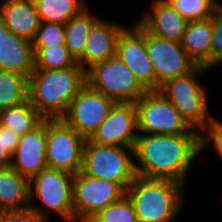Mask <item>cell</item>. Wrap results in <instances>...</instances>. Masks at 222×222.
<instances>
[{
	"label": "cell",
	"mask_w": 222,
	"mask_h": 222,
	"mask_svg": "<svg viewBox=\"0 0 222 222\" xmlns=\"http://www.w3.org/2000/svg\"><path fill=\"white\" fill-rule=\"evenodd\" d=\"M200 134H141L134 146V169L144 178L186 184L190 166L201 153ZM138 161V162H137Z\"/></svg>",
	"instance_id": "1"
},
{
	"label": "cell",
	"mask_w": 222,
	"mask_h": 222,
	"mask_svg": "<svg viewBox=\"0 0 222 222\" xmlns=\"http://www.w3.org/2000/svg\"><path fill=\"white\" fill-rule=\"evenodd\" d=\"M85 84L86 71L81 66L34 69L29 77V101L44 119H61Z\"/></svg>",
	"instance_id": "2"
},
{
	"label": "cell",
	"mask_w": 222,
	"mask_h": 222,
	"mask_svg": "<svg viewBox=\"0 0 222 222\" xmlns=\"http://www.w3.org/2000/svg\"><path fill=\"white\" fill-rule=\"evenodd\" d=\"M185 185L136 175L126 190L138 222H174L185 201Z\"/></svg>",
	"instance_id": "3"
},
{
	"label": "cell",
	"mask_w": 222,
	"mask_h": 222,
	"mask_svg": "<svg viewBox=\"0 0 222 222\" xmlns=\"http://www.w3.org/2000/svg\"><path fill=\"white\" fill-rule=\"evenodd\" d=\"M73 177L74 174L64 170L43 169L29 181V206L46 222L51 212L63 221L74 222ZM34 198L40 199L42 205H33Z\"/></svg>",
	"instance_id": "4"
},
{
	"label": "cell",
	"mask_w": 222,
	"mask_h": 222,
	"mask_svg": "<svg viewBox=\"0 0 222 222\" xmlns=\"http://www.w3.org/2000/svg\"><path fill=\"white\" fill-rule=\"evenodd\" d=\"M208 70L196 66L187 74L169 80L158 90L179 111L188 126L200 134L213 118L209 114L207 93L198 83L199 77Z\"/></svg>",
	"instance_id": "5"
},
{
	"label": "cell",
	"mask_w": 222,
	"mask_h": 222,
	"mask_svg": "<svg viewBox=\"0 0 222 222\" xmlns=\"http://www.w3.org/2000/svg\"><path fill=\"white\" fill-rule=\"evenodd\" d=\"M132 156L134 148L102 145L86 139L81 171L92 177L117 182L127 190L136 177Z\"/></svg>",
	"instance_id": "6"
},
{
	"label": "cell",
	"mask_w": 222,
	"mask_h": 222,
	"mask_svg": "<svg viewBox=\"0 0 222 222\" xmlns=\"http://www.w3.org/2000/svg\"><path fill=\"white\" fill-rule=\"evenodd\" d=\"M86 83L115 102L135 103L148 91L117 56L90 67Z\"/></svg>",
	"instance_id": "7"
},
{
	"label": "cell",
	"mask_w": 222,
	"mask_h": 222,
	"mask_svg": "<svg viewBox=\"0 0 222 222\" xmlns=\"http://www.w3.org/2000/svg\"><path fill=\"white\" fill-rule=\"evenodd\" d=\"M138 132L144 134H200L158 90L145 92L136 102Z\"/></svg>",
	"instance_id": "8"
},
{
	"label": "cell",
	"mask_w": 222,
	"mask_h": 222,
	"mask_svg": "<svg viewBox=\"0 0 222 222\" xmlns=\"http://www.w3.org/2000/svg\"><path fill=\"white\" fill-rule=\"evenodd\" d=\"M126 190L117 182L92 177L82 171L73 177L74 222L89 221L111 203L119 201Z\"/></svg>",
	"instance_id": "9"
},
{
	"label": "cell",
	"mask_w": 222,
	"mask_h": 222,
	"mask_svg": "<svg viewBox=\"0 0 222 222\" xmlns=\"http://www.w3.org/2000/svg\"><path fill=\"white\" fill-rule=\"evenodd\" d=\"M86 139L62 119H47V167L76 174L82 170Z\"/></svg>",
	"instance_id": "10"
},
{
	"label": "cell",
	"mask_w": 222,
	"mask_h": 222,
	"mask_svg": "<svg viewBox=\"0 0 222 222\" xmlns=\"http://www.w3.org/2000/svg\"><path fill=\"white\" fill-rule=\"evenodd\" d=\"M115 101L87 83L71 100L66 114L61 118L85 139H89L108 116Z\"/></svg>",
	"instance_id": "11"
},
{
	"label": "cell",
	"mask_w": 222,
	"mask_h": 222,
	"mask_svg": "<svg viewBox=\"0 0 222 222\" xmlns=\"http://www.w3.org/2000/svg\"><path fill=\"white\" fill-rule=\"evenodd\" d=\"M146 48L155 72L156 90L169 80L185 75L196 67L180 42L157 37L147 30Z\"/></svg>",
	"instance_id": "12"
},
{
	"label": "cell",
	"mask_w": 222,
	"mask_h": 222,
	"mask_svg": "<svg viewBox=\"0 0 222 222\" xmlns=\"http://www.w3.org/2000/svg\"><path fill=\"white\" fill-rule=\"evenodd\" d=\"M116 56L148 91L156 90L155 72L146 48V29L138 21L119 35Z\"/></svg>",
	"instance_id": "13"
},
{
	"label": "cell",
	"mask_w": 222,
	"mask_h": 222,
	"mask_svg": "<svg viewBox=\"0 0 222 222\" xmlns=\"http://www.w3.org/2000/svg\"><path fill=\"white\" fill-rule=\"evenodd\" d=\"M138 135L135 103L115 102L89 140L102 145L134 148Z\"/></svg>",
	"instance_id": "14"
},
{
	"label": "cell",
	"mask_w": 222,
	"mask_h": 222,
	"mask_svg": "<svg viewBox=\"0 0 222 222\" xmlns=\"http://www.w3.org/2000/svg\"><path fill=\"white\" fill-rule=\"evenodd\" d=\"M46 140L47 119H43L31 131L20 136L12 156L11 167L29 181L47 168Z\"/></svg>",
	"instance_id": "15"
},
{
	"label": "cell",
	"mask_w": 222,
	"mask_h": 222,
	"mask_svg": "<svg viewBox=\"0 0 222 222\" xmlns=\"http://www.w3.org/2000/svg\"><path fill=\"white\" fill-rule=\"evenodd\" d=\"M100 18L92 25L82 55V68L87 71L94 64L116 56L117 41L126 28Z\"/></svg>",
	"instance_id": "16"
},
{
	"label": "cell",
	"mask_w": 222,
	"mask_h": 222,
	"mask_svg": "<svg viewBox=\"0 0 222 222\" xmlns=\"http://www.w3.org/2000/svg\"><path fill=\"white\" fill-rule=\"evenodd\" d=\"M150 34L181 42L188 21L166 0L152 2L151 12L137 20Z\"/></svg>",
	"instance_id": "17"
},
{
	"label": "cell",
	"mask_w": 222,
	"mask_h": 222,
	"mask_svg": "<svg viewBox=\"0 0 222 222\" xmlns=\"http://www.w3.org/2000/svg\"><path fill=\"white\" fill-rule=\"evenodd\" d=\"M32 42L7 30L0 38V70L30 77L34 71Z\"/></svg>",
	"instance_id": "18"
},
{
	"label": "cell",
	"mask_w": 222,
	"mask_h": 222,
	"mask_svg": "<svg viewBox=\"0 0 222 222\" xmlns=\"http://www.w3.org/2000/svg\"><path fill=\"white\" fill-rule=\"evenodd\" d=\"M1 2L0 12L7 29L32 42L41 23L34 0Z\"/></svg>",
	"instance_id": "19"
},
{
	"label": "cell",
	"mask_w": 222,
	"mask_h": 222,
	"mask_svg": "<svg viewBox=\"0 0 222 222\" xmlns=\"http://www.w3.org/2000/svg\"><path fill=\"white\" fill-rule=\"evenodd\" d=\"M212 19L188 21L181 45L196 66L211 70Z\"/></svg>",
	"instance_id": "20"
},
{
	"label": "cell",
	"mask_w": 222,
	"mask_h": 222,
	"mask_svg": "<svg viewBox=\"0 0 222 222\" xmlns=\"http://www.w3.org/2000/svg\"><path fill=\"white\" fill-rule=\"evenodd\" d=\"M29 180L11 166L0 168V212L30 205Z\"/></svg>",
	"instance_id": "21"
},
{
	"label": "cell",
	"mask_w": 222,
	"mask_h": 222,
	"mask_svg": "<svg viewBox=\"0 0 222 222\" xmlns=\"http://www.w3.org/2000/svg\"><path fill=\"white\" fill-rule=\"evenodd\" d=\"M86 7L78 15L71 17L65 24V46L70 55L82 67V55L92 25L99 19Z\"/></svg>",
	"instance_id": "22"
},
{
	"label": "cell",
	"mask_w": 222,
	"mask_h": 222,
	"mask_svg": "<svg viewBox=\"0 0 222 222\" xmlns=\"http://www.w3.org/2000/svg\"><path fill=\"white\" fill-rule=\"evenodd\" d=\"M44 118L29 100L0 111V125L23 136L36 127Z\"/></svg>",
	"instance_id": "23"
},
{
	"label": "cell",
	"mask_w": 222,
	"mask_h": 222,
	"mask_svg": "<svg viewBox=\"0 0 222 222\" xmlns=\"http://www.w3.org/2000/svg\"><path fill=\"white\" fill-rule=\"evenodd\" d=\"M29 100V77L0 70V111Z\"/></svg>",
	"instance_id": "24"
},
{
	"label": "cell",
	"mask_w": 222,
	"mask_h": 222,
	"mask_svg": "<svg viewBox=\"0 0 222 222\" xmlns=\"http://www.w3.org/2000/svg\"><path fill=\"white\" fill-rule=\"evenodd\" d=\"M40 22H66L87 6L83 0H34Z\"/></svg>",
	"instance_id": "25"
},
{
	"label": "cell",
	"mask_w": 222,
	"mask_h": 222,
	"mask_svg": "<svg viewBox=\"0 0 222 222\" xmlns=\"http://www.w3.org/2000/svg\"><path fill=\"white\" fill-rule=\"evenodd\" d=\"M34 69H66L80 66L65 45L33 47Z\"/></svg>",
	"instance_id": "26"
},
{
	"label": "cell",
	"mask_w": 222,
	"mask_h": 222,
	"mask_svg": "<svg viewBox=\"0 0 222 222\" xmlns=\"http://www.w3.org/2000/svg\"><path fill=\"white\" fill-rule=\"evenodd\" d=\"M187 21L210 19L219 0H166Z\"/></svg>",
	"instance_id": "27"
},
{
	"label": "cell",
	"mask_w": 222,
	"mask_h": 222,
	"mask_svg": "<svg viewBox=\"0 0 222 222\" xmlns=\"http://www.w3.org/2000/svg\"><path fill=\"white\" fill-rule=\"evenodd\" d=\"M90 222H138L134 206L127 195L94 215Z\"/></svg>",
	"instance_id": "28"
},
{
	"label": "cell",
	"mask_w": 222,
	"mask_h": 222,
	"mask_svg": "<svg viewBox=\"0 0 222 222\" xmlns=\"http://www.w3.org/2000/svg\"><path fill=\"white\" fill-rule=\"evenodd\" d=\"M32 45L33 47L65 45V24L41 22Z\"/></svg>",
	"instance_id": "29"
},
{
	"label": "cell",
	"mask_w": 222,
	"mask_h": 222,
	"mask_svg": "<svg viewBox=\"0 0 222 222\" xmlns=\"http://www.w3.org/2000/svg\"><path fill=\"white\" fill-rule=\"evenodd\" d=\"M211 37V69L222 62V3L214 10Z\"/></svg>",
	"instance_id": "30"
},
{
	"label": "cell",
	"mask_w": 222,
	"mask_h": 222,
	"mask_svg": "<svg viewBox=\"0 0 222 222\" xmlns=\"http://www.w3.org/2000/svg\"><path fill=\"white\" fill-rule=\"evenodd\" d=\"M200 144L201 152L206 150L205 148L208 146H213L216 154L222 159V122L220 119L213 117L210 120L200 134Z\"/></svg>",
	"instance_id": "31"
},
{
	"label": "cell",
	"mask_w": 222,
	"mask_h": 222,
	"mask_svg": "<svg viewBox=\"0 0 222 222\" xmlns=\"http://www.w3.org/2000/svg\"><path fill=\"white\" fill-rule=\"evenodd\" d=\"M20 135L0 125V168L11 166L12 156L19 144Z\"/></svg>",
	"instance_id": "32"
},
{
	"label": "cell",
	"mask_w": 222,
	"mask_h": 222,
	"mask_svg": "<svg viewBox=\"0 0 222 222\" xmlns=\"http://www.w3.org/2000/svg\"><path fill=\"white\" fill-rule=\"evenodd\" d=\"M0 222H46L30 206L0 212Z\"/></svg>",
	"instance_id": "33"
},
{
	"label": "cell",
	"mask_w": 222,
	"mask_h": 222,
	"mask_svg": "<svg viewBox=\"0 0 222 222\" xmlns=\"http://www.w3.org/2000/svg\"><path fill=\"white\" fill-rule=\"evenodd\" d=\"M7 27L5 26V23L3 21V17H2V14L0 12V38L2 36L3 33H5L7 31Z\"/></svg>",
	"instance_id": "34"
}]
</instances>
